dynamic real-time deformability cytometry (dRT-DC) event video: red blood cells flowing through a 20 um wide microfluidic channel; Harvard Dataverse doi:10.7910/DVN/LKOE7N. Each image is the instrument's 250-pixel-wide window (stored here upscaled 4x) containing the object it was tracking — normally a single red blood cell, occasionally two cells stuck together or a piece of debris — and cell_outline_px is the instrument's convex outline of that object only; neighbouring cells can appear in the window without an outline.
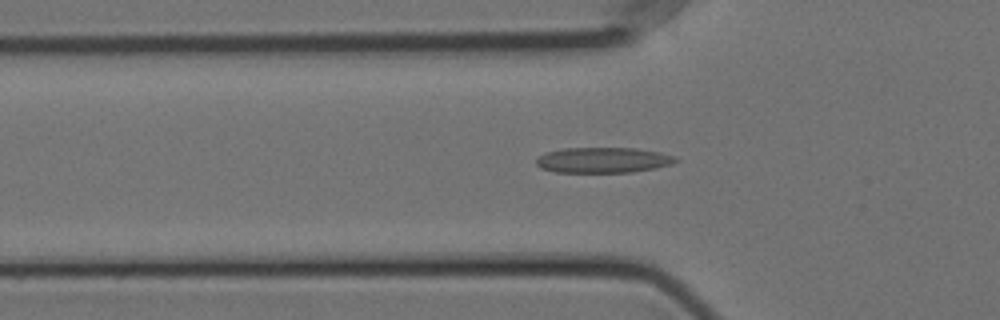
{"species": "Egyptian fruit bat (a non-hibernating species)", "species_latin": "Rousettus aegyptiacus", "temperature_condition": "cold", "stored_images_in_passage": 41, "camera_frame_rate_fps": 3000, "um_per_image_px": 0.085, "animal": {"sex": "female"}, "frame": {"image": 1, "passage_image": 7, "time_ms": 2.0, "image_size_px": [1000, 320], "cell_outline_px": [[680, 160], [672, 164], [656, 168], [632, 172], [556, 172], [540, 168], [536, 164], [536, 156], [544, 152], [564, 148], [632, 148], [660, 152], [676, 156]], "centroid_in_image_um": [51.25, 13.6], "position_along_channel_um": 74.5, "area_um2": 20.92}}
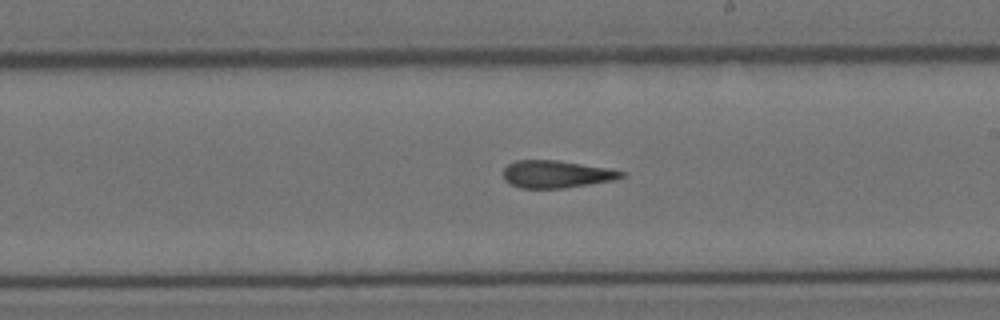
{"frame": {"image": 2, "passage_image": 21, "time_ms": 6.667, "image_size_px": [1000, 320], "cell_outline_px": [[624, 176], [616, 180], [564, 188], [520, 188], [508, 184], [504, 180], [504, 168], [508, 164], [516, 160], [556, 160], [608, 168], [624, 172]], "centroid_in_image_um": [47.27, 14.81], "position_along_channel_um": 241.7, "area_um2": 18.9}}
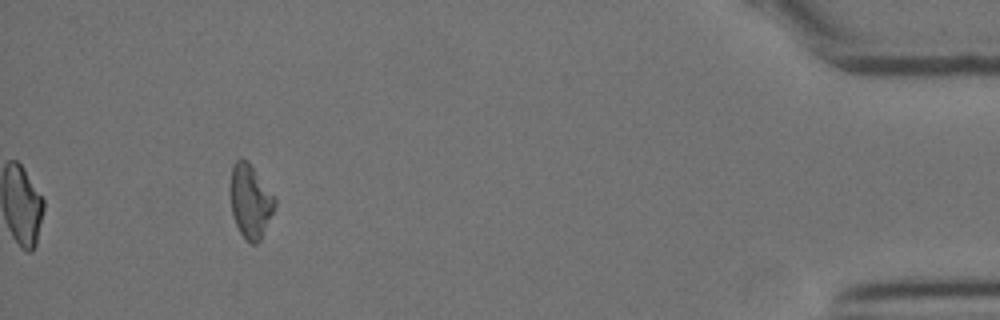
{"frame": {"image": 3, "passage_image": 41, "time_ms": 13.333, "image_size_px": [1000, 320], "cell_outline_px": [[276, 208], [260, 240], [256, 244], [252, 244], [244, 240], [236, 224], [232, 212], [228, 192], [228, 188], [232, 164], [236, 160], [248, 160], [276, 200]], "centroid_in_image_um": [21.24, 17.11], "position_along_channel_um": 414.0, "area_um2": 19.42}, "authors_computed_cell_mechanics": {"area_um2": 19.5364, "velocity_mm_per_s": 3.5653, "shape_relaxation_time_tau1_ms": null, "shape_relaxation_time_tau2_ms": 5.9311, "deformation_change_tau1": null, "deformation_change_tau2": 0.1779}}